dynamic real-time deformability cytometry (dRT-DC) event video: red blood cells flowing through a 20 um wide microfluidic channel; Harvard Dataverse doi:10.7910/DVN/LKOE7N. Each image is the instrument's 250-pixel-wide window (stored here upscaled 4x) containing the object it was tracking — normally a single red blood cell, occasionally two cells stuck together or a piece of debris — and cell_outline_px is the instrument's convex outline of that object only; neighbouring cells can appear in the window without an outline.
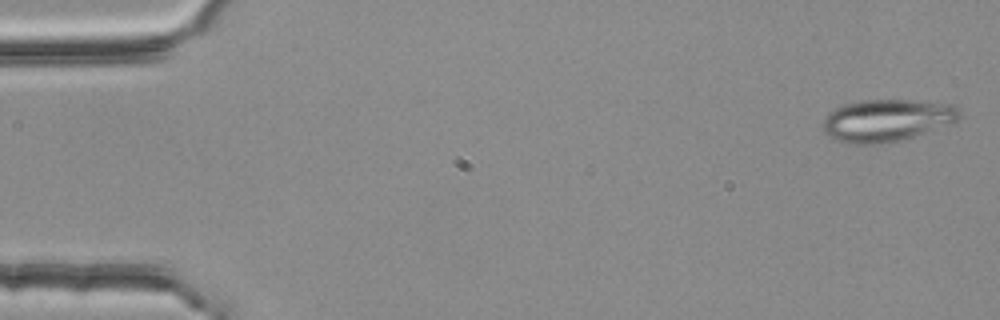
{"species": "common noctule bat (a hibernating species)", "species_latin": "Nyctalus noctula", "temperature_condition": "room temperature", "stored_images_in_passage": 55, "camera_frame_rate_fps": 3000, "um_per_image_px": 0.085, "animal": {"sex": "female", "body_mass_g": 25.1}, "frame": {"image": 1, "passage_image": 2, "time_ms": 0.333, "image_size_px": [1000, 320], "cell_outline_px": [[960, 116], [952, 124], [900, 140], [876, 144], [848, 144], [836, 140], [824, 132], [824, 116], [828, 112], [844, 104], [864, 100], [916, 100], [952, 104], [960, 108]], "centroid_in_image_um": [75.39, 10.22], "position_along_channel_um": 9.6, "area_um2": 33.64}}
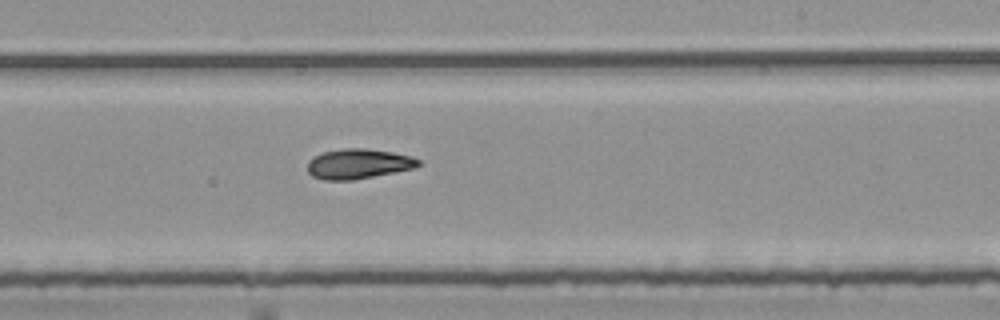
{"frame": {"image": 2, "passage_image": 33, "time_ms": 10.667, "image_size_px": [1000, 320], "cell_outline_px": [[420, 164], [412, 168], [352, 180], [324, 180], [312, 176], [308, 172], [308, 160], [312, 156], [324, 152], [344, 148], [364, 148], [392, 152], [412, 156], [420, 160]], "centroid_in_image_um": [30.41, 13.91], "position_along_channel_um": 258.6, "area_um2": 19.19}}
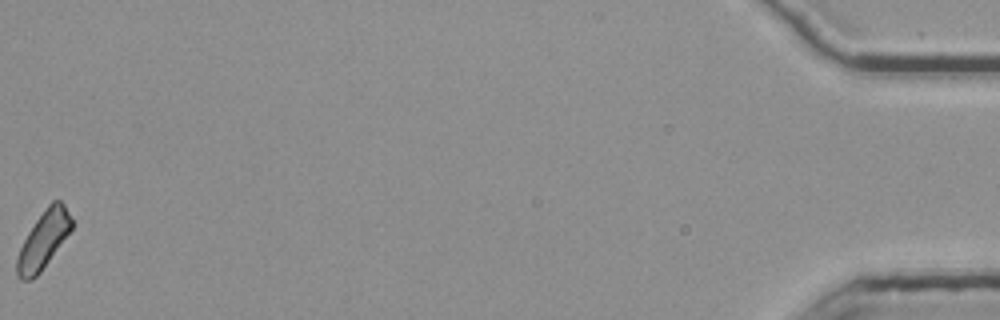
{"frame": {"image": 3, "passage_image": 55, "time_ms": 18.0, "image_size_px": [1000, 320], "cell_outline_px": [[72, 228], [40, 272], [32, 280], [20, 280], [16, 276], [16, 256], [28, 232], [36, 220], [48, 204], [52, 200], [60, 200], [64, 204], [72, 220]], "centroid_in_image_um": [3.66, 20.41], "position_along_channel_um": 431.5, "area_um2": 17.98}, "authors_computed_cell_mechanics": {"area_um2": 19.1896, "velocity_mm_per_s": 3.7623, "shape_relaxation_time_tau1_ms": null, "shape_relaxation_time_tau2_ms": 10.2152, "deformation_change_tau1": null, "deformation_change_tau2": 0.1951}}